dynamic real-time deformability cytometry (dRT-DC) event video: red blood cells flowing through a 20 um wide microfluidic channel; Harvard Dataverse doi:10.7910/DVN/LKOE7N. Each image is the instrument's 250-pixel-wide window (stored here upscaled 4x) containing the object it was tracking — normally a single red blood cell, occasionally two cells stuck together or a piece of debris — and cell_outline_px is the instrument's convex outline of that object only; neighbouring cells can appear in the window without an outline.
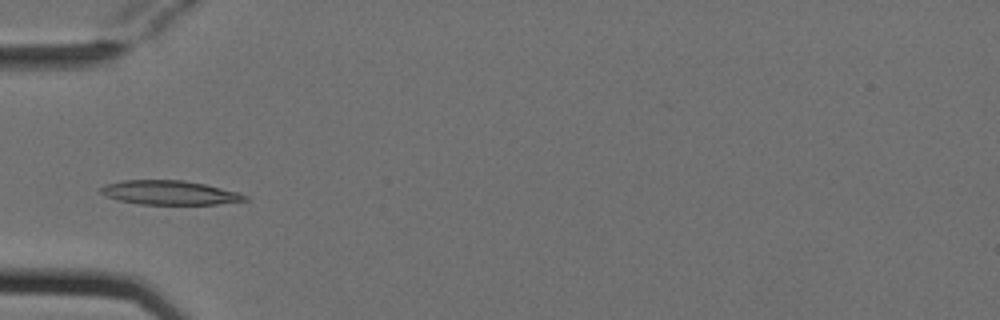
{"species": "Egyptian fruit bat (a non-hibernating species)", "species_latin": "Rousettus aegyptiacus", "temperature_condition": "cold", "stored_images_in_passage": 4, "camera_frame_rate_fps": 3000, "um_per_image_px": 0.085, "animal": {"sex": "female"}, "frame": {"image": 1, "passage_image": 4, "time_ms": 1.0, "image_size_px": [1000, 320], "cell_outline_px": [[248, 200], [216, 204], [140, 204], [116, 200], [104, 196], [100, 192], [100, 188], [104, 184], [124, 180], [184, 180], [204, 184], [240, 192], [248, 196]], "centroid_in_image_um": [14.39, 16.37], "position_along_channel_um": 70.6, "area_um2": 20.4}}